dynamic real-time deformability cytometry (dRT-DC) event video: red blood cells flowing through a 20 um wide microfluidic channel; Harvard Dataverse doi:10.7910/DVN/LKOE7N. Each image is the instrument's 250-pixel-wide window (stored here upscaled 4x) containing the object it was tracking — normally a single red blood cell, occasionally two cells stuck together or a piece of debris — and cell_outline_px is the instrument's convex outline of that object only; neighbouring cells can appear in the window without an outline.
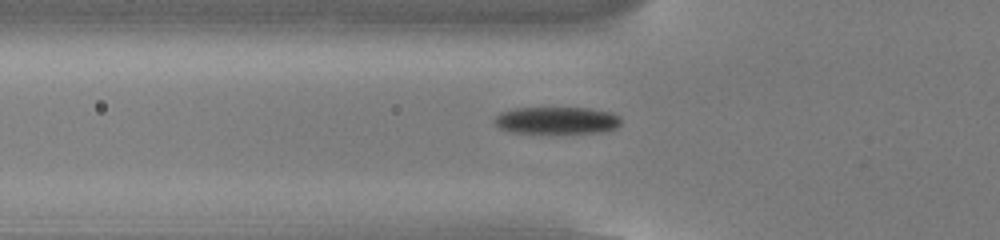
{"species": "common noctule bat (a hibernating species)", "species_latin": "Nyctalus noctula", "temperature_condition": "cold", "stored_images_in_passage": 39, "camera_frame_rate_fps": 3000, "um_per_image_px": 0.085, "animal": {"sex": "male", "body_mass_g": 13.0, "forearm_length_mm": 53.1}, "frame": {"image": 1, "passage_image": 4, "time_ms": 1.0, "image_size_px": [1000, 240], "cell_outline_px": [[620, 124], [616, 128], [604, 132], [508, 132], [500, 128], [492, 120], [500, 112], [516, 108], [588, 108], [612, 112], [620, 116]], "centroid_in_image_um": [47.33, 10.22], "position_along_channel_um": 78.5, "area_um2": 19.88}}
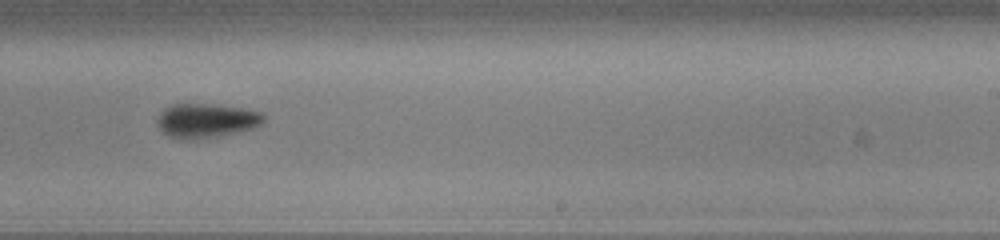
{"frame": {"image": 2, "passage_image": 19, "time_ms": 6.0, "image_size_px": [1000, 240], "cell_outline_px": [[264, 120], [260, 124], [252, 128], [240, 132], [224, 136], [196, 140], [180, 140], [168, 136], [156, 124], [156, 120], [160, 112], [164, 108], [172, 104], [212, 104], [240, 108], [260, 112], [264, 116]], "centroid_in_image_um": [17.49, 10.28], "position_along_channel_um": 271.5, "area_um2": 21.56}}
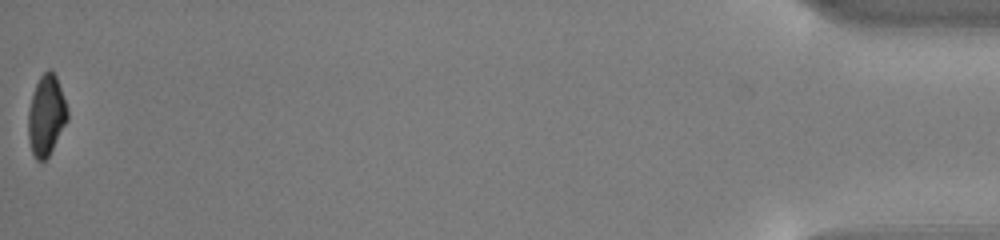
{"frame": {"image": 3, "passage_image": 39, "time_ms": 12.667, "image_size_px": [1000, 240], "cell_outline_px": [[68, 120], [48, 156], [44, 160], [36, 160], [32, 152], [28, 140], [28, 112], [32, 96], [36, 84], [40, 76], [48, 68], [56, 76], [68, 112]], "centroid_in_image_um": [3.92, 9.82], "position_along_channel_um": 431.3, "area_um2": 18.09}, "authors_computed_cell_mechanics": {"area_um2": 20.5768, "velocity_mm_per_s": 3.8579, "shape_relaxation_time_tau1_ms": 2.0094, "shape_relaxation_time_tau2_ms": null, "deformation_change_tau1": 0.1377, "deformation_change_tau2": null}}